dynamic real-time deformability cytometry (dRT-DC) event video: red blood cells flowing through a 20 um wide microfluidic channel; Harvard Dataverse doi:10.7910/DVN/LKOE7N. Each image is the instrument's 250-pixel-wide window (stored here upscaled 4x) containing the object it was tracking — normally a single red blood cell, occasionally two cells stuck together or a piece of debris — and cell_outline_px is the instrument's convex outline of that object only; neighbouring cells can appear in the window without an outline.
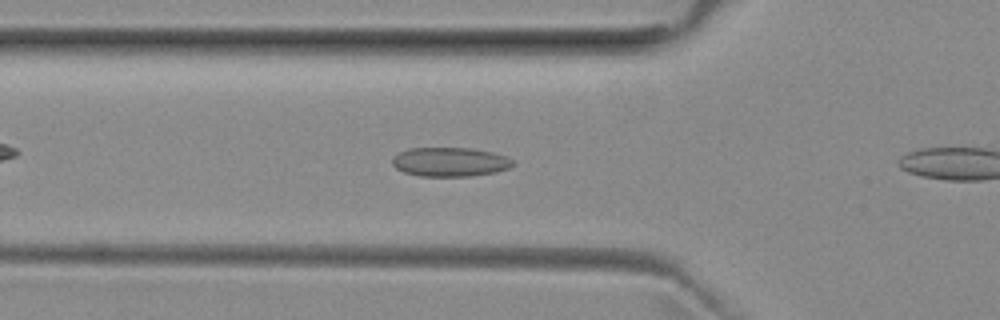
{"species": "common noctule bat (a hibernating species)", "species_latin": "Nyctalus noctula", "temperature_condition": "room temperature", "stored_images_in_passage": 10, "camera_frame_rate_fps": 3000, "um_per_image_px": 0.085, "animal": {"sex": "female", "body_mass_g": 29.2, "forearm_length_mm": 56.3}, "frame": {"image": 1, "passage_image": 9, "time_ms": 2.667, "image_size_px": [1000, 320], "cell_outline_px": [[516, 164], [508, 168], [496, 172], [468, 176], [420, 176], [404, 172], [396, 168], [392, 164], [392, 156], [408, 148], [472, 148], [492, 152], [508, 156]], "centroid_in_image_um": [38.25, 13.76], "position_along_channel_um": 87.5, "area_um2": 20.58}}